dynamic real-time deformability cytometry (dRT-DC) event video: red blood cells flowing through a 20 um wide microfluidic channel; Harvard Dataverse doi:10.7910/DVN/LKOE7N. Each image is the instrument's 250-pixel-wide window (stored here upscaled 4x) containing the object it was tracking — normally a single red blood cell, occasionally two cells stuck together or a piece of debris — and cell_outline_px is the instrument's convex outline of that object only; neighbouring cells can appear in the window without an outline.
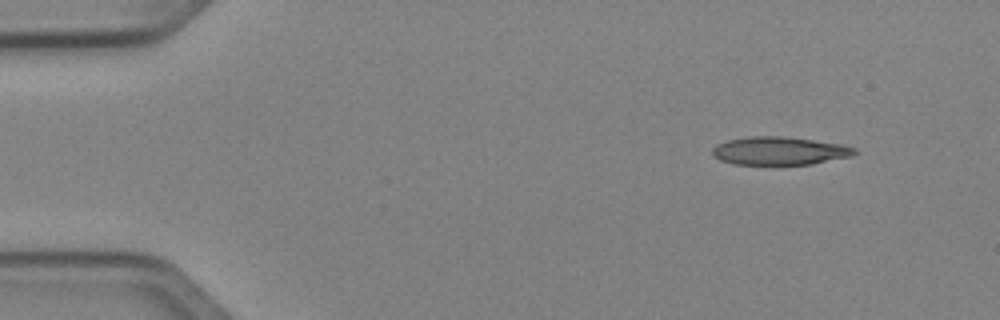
{"species": "Egyptian fruit bat (a non-hibernating species)", "species_latin": "Rousettus aegyptiacus", "temperature_condition": "cold", "stored_images_in_passage": 46, "camera_frame_rate_fps": 3000, "um_per_image_px": 0.085, "animal": {"sex": "female"}, "frame": {"image": 1, "passage_image": 1, "time_ms": 0.0, "image_size_px": [1000, 320], "cell_outline_px": [[856, 152], [852, 156], [812, 164], [732, 164], [720, 160], [712, 156], [712, 148], [716, 144], [728, 140], [748, 136], [784, 136], [844, 144], [856, 148]], "centroid_in_image_um": [66.24, 12.81], "position_along_channel_um": 18.8, "area_um2": 23.47}}
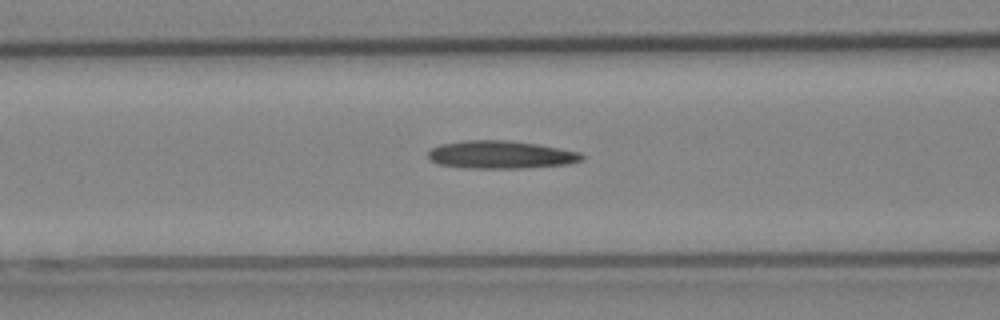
{"frame": {"image": 2, "passage_image": 16, "time_ms": 5.0, "image_size_px": [1000, 320], "cell_outline_px": [[584, 160], [568, 164], [524, 168], [464, 168], [436, 164], [428, 156], [428, 152], [432, 148], [440, 144], [468, 140], [508, 140], [540, 144], [580, 152], [584, 156]], "centroid_in_image_um": [42.59, 13.15], "position_along_channel_um": 124.0, "area_um2": 25.14}}
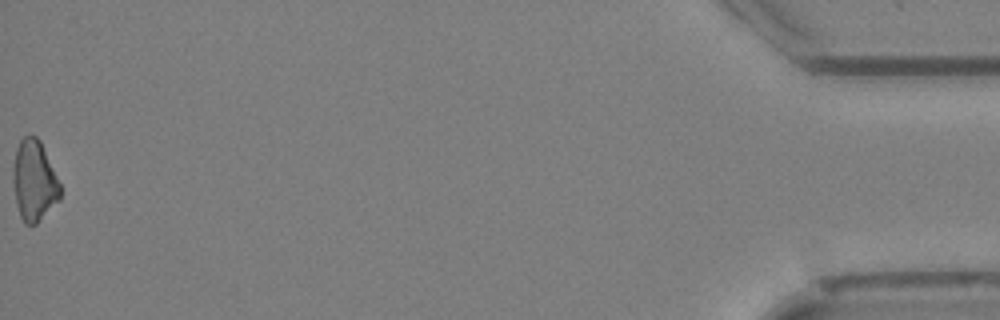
{"frame": {"image": 3, "passage_image": 46, "time_ms": 15.0, "image_size_px": [1000, 320], "cell_outline_px": [[60, 200], [36, 224], [24, 224], [20, 216], [16, 204], [12, 180], [12, 172], [16, 148], [20, 140], [24, 136], [36, 136], [40, 140], [60, 184]], "centroid_in_image_um": [2.88, 15.38], "position_along_channel_um": 432.3, "area_um2": 22.2}}